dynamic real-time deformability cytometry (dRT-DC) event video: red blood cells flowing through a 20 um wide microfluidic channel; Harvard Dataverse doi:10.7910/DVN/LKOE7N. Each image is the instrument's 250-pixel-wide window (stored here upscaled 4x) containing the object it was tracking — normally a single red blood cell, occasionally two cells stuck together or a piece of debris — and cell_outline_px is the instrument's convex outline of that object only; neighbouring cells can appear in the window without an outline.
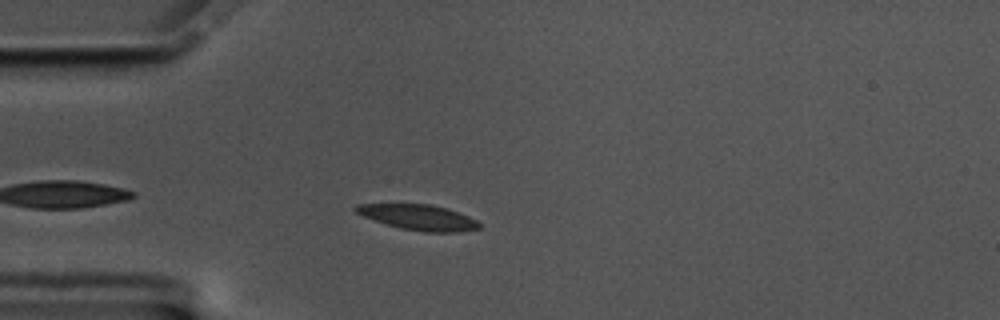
{"species": "common noctule bat (a hibernating species)", "species_latin": "Nyctalus noctula", "temperature_condition": "cold", "stored_images_in_passage": 41, "camera_frame_rate_fps": 3000, "um_per_image_px": 0.085, "animal": {"sex": "male", "body_mass_g": 17.5, "forearm_length_mm": 52.3}, "frame": {"image": 1, "passage_image": 5, "time_ms": 1.333, "image_size_px": [1000, 320], "cell_outline_px": [[480, 228], [460, 232], [424, 232], [400, 228], [364, 216], [356, 212], [352, 208], [356, 204], [432, 204], [448, 208], [468, 216], [476, 220], [480, 224]], "centroid_in_image_um": [35.6, 18.47], "position_along_channel_um": 49.4, "area_um2": 18.21}}
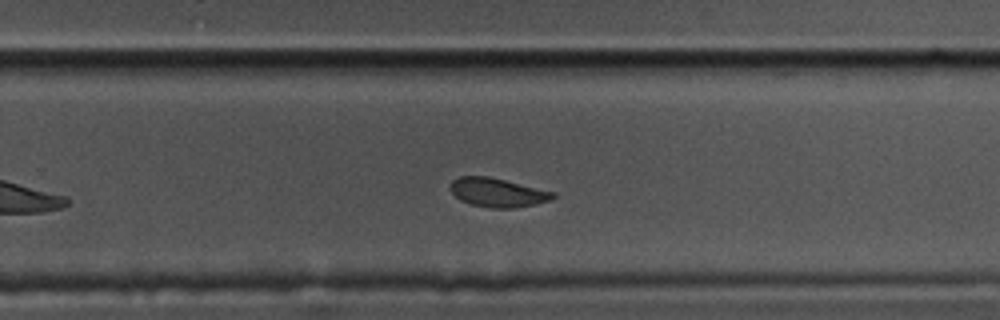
{"frame": {"image": 2, "passage_image": 27, "time_ms": 8.667, "image_size_px": [1000, 320], "cell_outline_px": [[556, 196], [552, 200], [516, 208], [488, 208], [468, 204], [460, 200], [448, 188], [448, 184], [452, 180], [460, 176], [488, 176], [556, 192]], "centroid_in_image_um": [42.27, 16.37], "position_along_channel_um": 287.5, "area_um2": 17.57}}
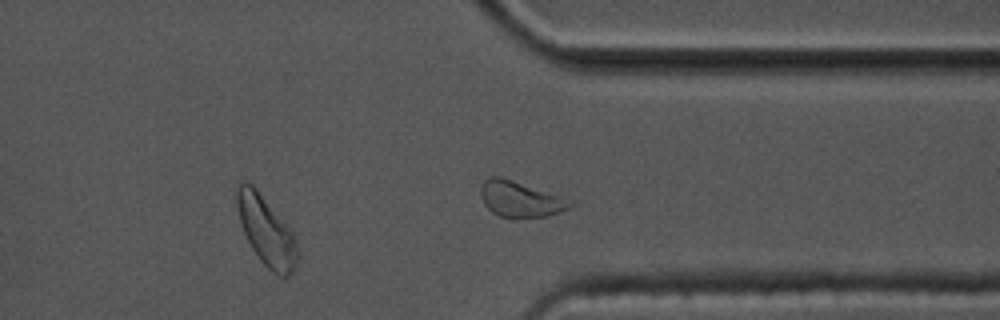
{"frame": {"image": 3, "passage_image": 34, "time_ms": 11.0, "image_size_px": [1000, 320], "cell_outline_px": [[300, 256], [296, 268], [288, 276], [280, 276], [272, 272], [260, 260], [252, 248], [244, 232], [240, 220], [236, 204], [236, 184], [240, 180], [244, 180], [252, 184], [256, 188], [292, 232], [296, 240]], "centroid_in_image_um": [22.64, 19.63], "position_along_channel_um": 388.8, "area_um2": 24.39}, "authors_computed_cell_mechanics": {"area_um2": 18.0914, "velocity_mm_per_s": 3.4134, "shape_relaxation_time_tau1_ms": 3.1191, "shape_relaxation_time_tau2_ms": 3.2981, "deformation_change_tau1": 0.0997, "deformation_change_tau2": 0.0787}}